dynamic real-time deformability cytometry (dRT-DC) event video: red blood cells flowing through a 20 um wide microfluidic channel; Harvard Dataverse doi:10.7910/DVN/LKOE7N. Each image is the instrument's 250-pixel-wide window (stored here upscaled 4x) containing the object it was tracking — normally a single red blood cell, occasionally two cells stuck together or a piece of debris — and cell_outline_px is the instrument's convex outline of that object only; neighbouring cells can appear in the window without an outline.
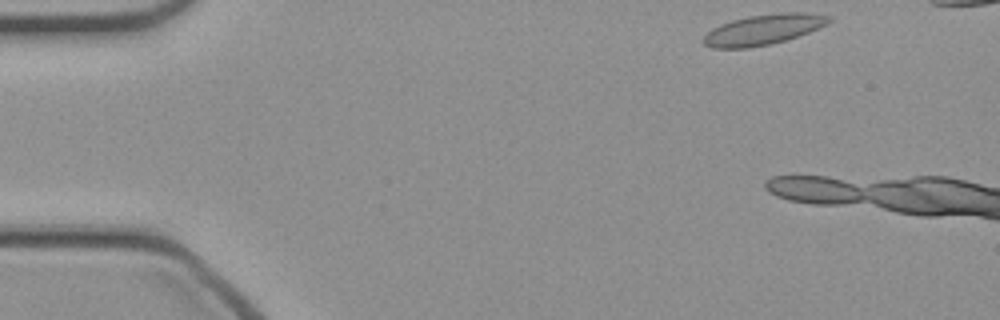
{"species": "common noctule bat (a hibernating species)", "species_latin": "Nyctalus noctula", "temperature_condition": "cold", "stored_images_in_passage": 5, "camera_frame_rate_fps": 3000, "um_per_image_px": 0.085, "animal": {"sex": "female", "body_mass_g": 21.9}, "frame": {"image": 1, "passage_image": 1, "time_ms": 0.0, "image_size_px": [1000, 320], "cell_outline_px": [[832, 20], [828, 24], [808, 32], [784, 40], [768, 44], [748, 48], [712, 48], [704, 44], [700, 40], [712, 28], [720, 24], [732, 20], [748, 16], [780, 12], [804, 12], [832, 16]], "centroid_in_image_um": [64.87, 2.5], "position_along_channel_um": 20.1, "area_um2": 22.2}}